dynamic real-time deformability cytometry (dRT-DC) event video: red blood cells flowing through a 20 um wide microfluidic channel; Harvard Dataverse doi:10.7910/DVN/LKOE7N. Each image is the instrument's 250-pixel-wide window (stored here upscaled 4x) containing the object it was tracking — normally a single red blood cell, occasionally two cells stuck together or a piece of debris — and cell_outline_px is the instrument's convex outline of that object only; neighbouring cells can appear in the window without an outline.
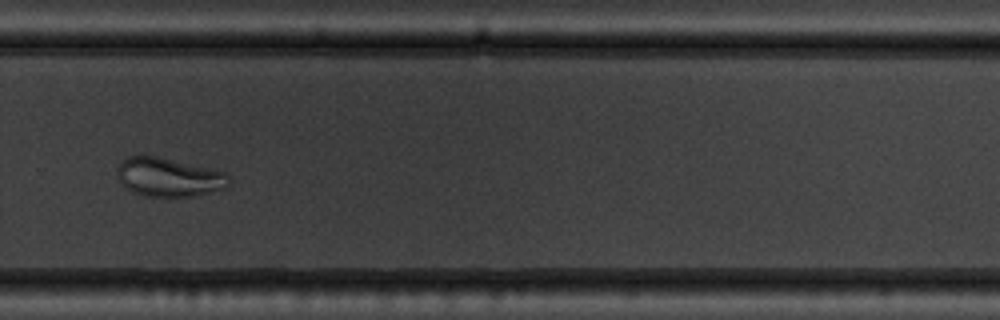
{"species": "common noctule bat (a hibernating species)", "species_latin": "Nyctalus noctula", "temperature_condition": "warm", "stored_images_in_passage": 34, "camera_frame_rate_fps": 3000, "um_per_image_px": 0.085, "animal": {"sex": "male", "body_mass_g": 19.5, "forearm_length_mm": 54.6}, "frame": {"image": 1, "passage_image": 25, "time_ms": 8.0, "image_size_px": [1000, 320], "cell_outline_px": [[228, 188], [192, 196], [144, 196], [132, 192], [120, 180], [116, 172], [116, 168], [128, 156], [156, 156], [208, 168], [224, 172], [228, 176]], "centroid_in_image_um": [14.34, 15.07], "position_along_channel_um": 315.5, "area_um2": 24.8}, "authors_computed_cell_mechanics": {"area_um2": 26.8192, "velocity_mm_per_s": 3.6698, "shape_relaxation_time_tau1_ms": null, "shape_relaxation_time_tau2_ms": 1.1536, "deformation_change_tau1": null, "deformation_change_tau2": 0.0576}}